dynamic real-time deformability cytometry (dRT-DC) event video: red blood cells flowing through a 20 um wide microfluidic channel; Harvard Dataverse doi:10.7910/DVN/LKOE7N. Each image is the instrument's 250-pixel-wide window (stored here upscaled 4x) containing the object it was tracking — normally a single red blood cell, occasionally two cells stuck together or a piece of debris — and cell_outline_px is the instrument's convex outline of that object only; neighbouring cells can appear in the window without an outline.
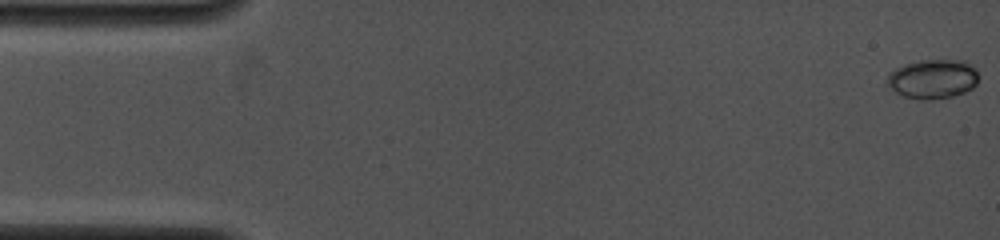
{"species": "common noctule bat (a hibernating species)", "species_latin": "Nyctalus noctula", "temperature_condition": "cold", "stored_images_in_passage": 55, "camera_frame_rate_fps": 4000, "um_per_image_px": 0.085, "animal": {"sex": "female", "body_mass_g": 19.0, "forearm_length_mm": 53.3}, "frame": {"image": 1, "passage_image": 1, "time_ms": 0.0, "image_size_px": [1000, 240], "cell_outline_px": [[980, 76], [976, 84], [972, 88], [964, 92], [952, 96], [932, 100], [920, 100], [904, 96], [896, 92], [884, 84], [884, 80], [888, 72], [904, 64], [920, 60], [964, 60], [976, 68]], "centroid_in_image_um": [79.26, 6.71], "position_along_channel_um": 5.7, "area_um2": 21.44}}
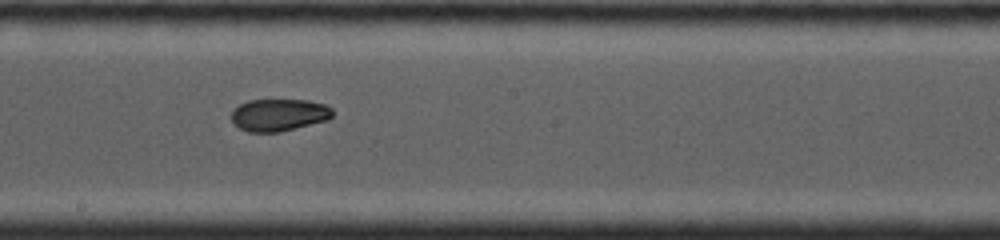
{"frame": {"image": 2, "passage_image": 33, "time_ms": 8.5, "image_size_px": [1000, 240], "cell_outline_px": [[332, 116], [328, 120], [280, 132], [248, 132], [240, 128], [232, 120], [232, 108], [248, 100], [308, 100], [324, 104], [332, 108]], "centroid_in_image_um": [23.7, 9.76], "position_along_channel_um": 224.5, "area_um2": 19.02}}
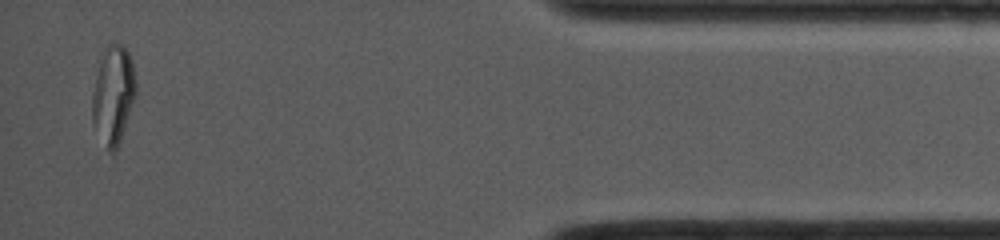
{"frame": {"image": 3, "passage_image": 55, "time_ms": 14.5, "image_size_px": [1000, 240], "cell_outline_px": [[136, 96], [120, 140], [112, 156], [104, 148], [92, 128], [92, 92], [96, 76], [104, 48], [108, 44], [124, 44], [132, 60], [136, 80]], "centroid_in_image_um": [9.61, 8.12], "position_along_channel_um": 425.6, "area_um2": 25.49}, "authors_computed_cell_mechanics": {"area_um2": 19.9988, "velocity_mm_per_s": 4.1598, "shape_relaxation_time_tau1_ms": 9.147, "shape_relaxation_time_tau2_ms": 3.4545, "deformation_change_tau1": 0.2297, "deformation_change_tau2": 0.0564}}